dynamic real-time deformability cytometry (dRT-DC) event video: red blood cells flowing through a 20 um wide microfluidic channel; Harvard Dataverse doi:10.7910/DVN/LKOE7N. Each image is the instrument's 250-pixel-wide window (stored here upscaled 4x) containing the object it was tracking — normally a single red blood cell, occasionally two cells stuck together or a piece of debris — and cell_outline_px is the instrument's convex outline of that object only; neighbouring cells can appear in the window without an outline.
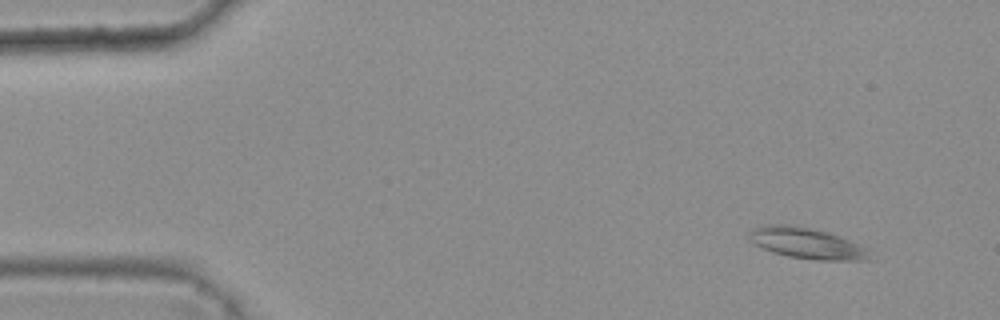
{"species": "common noctule bat (a hibernating species)", "species_latin": "Nyctalus noctula", "temperature_condition": "warm", "stored_images_in_passage": 45, "camera_frame_rate_fps": 3000, "um_per_image_px": 0.085, "animal": {"sex": "female", "body_mass_g": 25.1}, "frame": {"image": 1, "passage_image": 5, "time_ms": 1.333, "image_size_px": [1000, 320], "cell_outline_px": [[868, 260], [816, 260], [788, 256], [772, 252], [748, 240], [748, 232], [752, 228], [764, 224], [788, 224], [808, 228], [840, 236], [860, 244], [868, 248]], "centroid_in_image_um": [68.53, 20.67], "position_along_channel_um": 16.5, "area_um2": 21.62}}
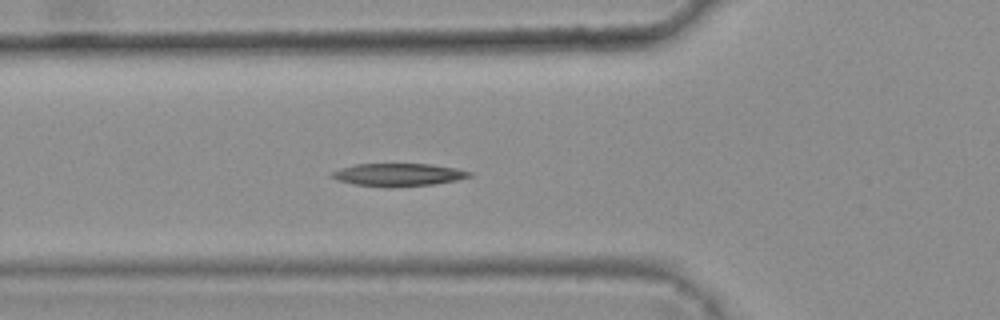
{"frame": {"image": 2, "passage_image": 19, "time_ms": 6.0, "image_size_px": [1000, 320], "cell_outline_px": [[472, 176], [456, 180], [432, 184], [356, 184], [336, 180], [328, 176], [332, 172], [340, 168], [356, 164], [432, 164], [456, 168], [472, 172]], "centroid_in_image_um": [33.86, 14.79], "position_along_channel_um": 91.9, "area_um2": 17.22}}
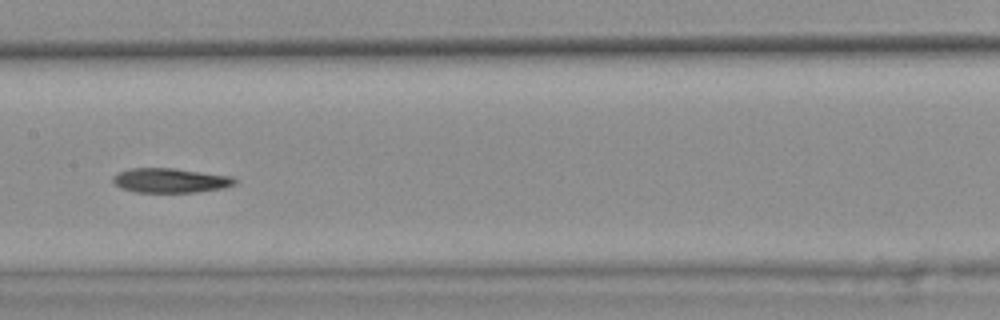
{"frame": {"image": 3, "passage_image": 27, "time_ms": 8.667, "image_size_px": [1000, 320], "cell_outline_px": [[240, 180], [236, 184], [224, 188], [196, 192], [136, 192], [124, 188], [116, 184], [112, 180], [112, 176], [116, 172], [128, 168], [176, 168], [232, 176]], "centroid_in_image_um": [14.52, 15.32], "position_along_channel_um": 192.9, "area_um2": 17.63}, "authors_computed_cell_mechanics": {"area_um2": 18.3226, "velocity_mm_per_s": 3.7852, "shape_relaxation_time_tau1_ms": 5.8016, "shape_relaxation_time_tau2_ms": 11.3387, "deformation_change_tau1": 0.1629, "deformation_change_tau2": 0.1841}}